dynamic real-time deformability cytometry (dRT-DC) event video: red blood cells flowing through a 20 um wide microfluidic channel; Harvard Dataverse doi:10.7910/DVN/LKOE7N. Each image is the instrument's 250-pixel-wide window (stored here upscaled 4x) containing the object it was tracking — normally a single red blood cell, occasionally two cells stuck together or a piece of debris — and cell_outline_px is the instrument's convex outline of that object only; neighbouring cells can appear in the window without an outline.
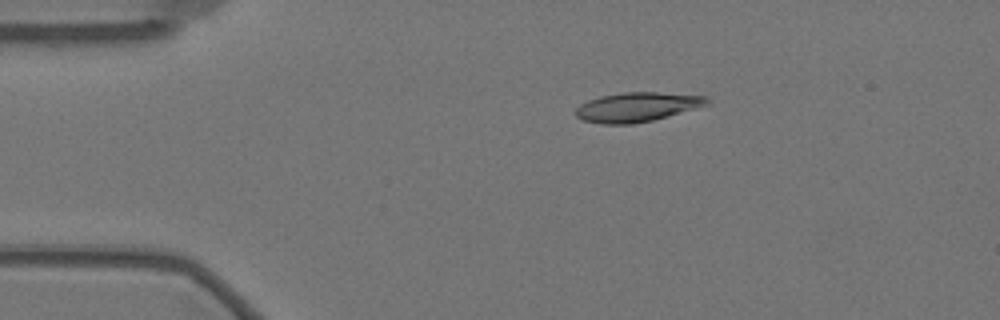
{"species": "Egyptian fruit bat (a non-hibernating species)", "species_latin": "Rousettus aegyptiacus", "temperature_condition": "warm", "stored_images_in_passage": 19, "camera_frame_rate_fps": 3000, "um_per_image_px": 0.085, "animal": {"sex": "female"}, "frame": {"image": 1, "passage_image": 1, "time_ms": 0.0, "image_size_px": [1000, 320], "cell_outline_px": [[712, 104], [668, 116], [652, 120], [632, 124], [604, 124], [584, 120], [576, 116], [576, 108], [580, 104], [588, 100], [600, 96], [624, 92], [656, 92], [708, 96]], "centroid_in_image_um": [54.2, 9.09], "position_along_channel_um": 30.8, "area_um2": 22.54}}
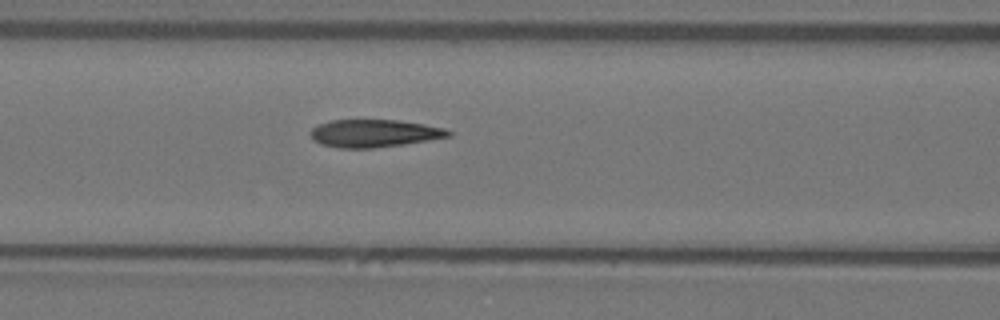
{"frame": {"image": 2, "passage_image": 14, "time_ms": 4.333, "image_size_px": [1000, 320], "cell_outline_px": [[452, 136], [404, 144], [372, 148], [340, 148], [320, 144], [308, 132], [312, 128], [320, 124], [332, 120], [396, 120], [424, 124], [444, 128], [452, 132]], "centroid_in_image_um": [31.82, 11.33], "position_along_channel_um": 134.8, "area_um2": 22.08}}
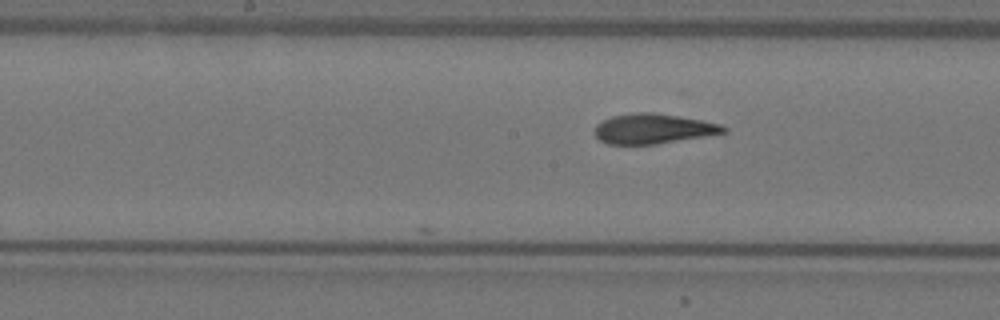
{"frame": {"image": 3, "passage_image": 19, "time_ms": 6.0, "image_size_px": [1000, 320], "cell_outline_px": [[728, 132], [656, 144], [608, 144], [600, 140], [596, 136], [596, 124], [612, 116], [636, 112], [652, 112], [700, 120], [720, 124], [728, 128]], "centroid_in_image_um": [55.52, 10.94], "position_along_channel_um": 192.7, "area_um2": 22.2}}